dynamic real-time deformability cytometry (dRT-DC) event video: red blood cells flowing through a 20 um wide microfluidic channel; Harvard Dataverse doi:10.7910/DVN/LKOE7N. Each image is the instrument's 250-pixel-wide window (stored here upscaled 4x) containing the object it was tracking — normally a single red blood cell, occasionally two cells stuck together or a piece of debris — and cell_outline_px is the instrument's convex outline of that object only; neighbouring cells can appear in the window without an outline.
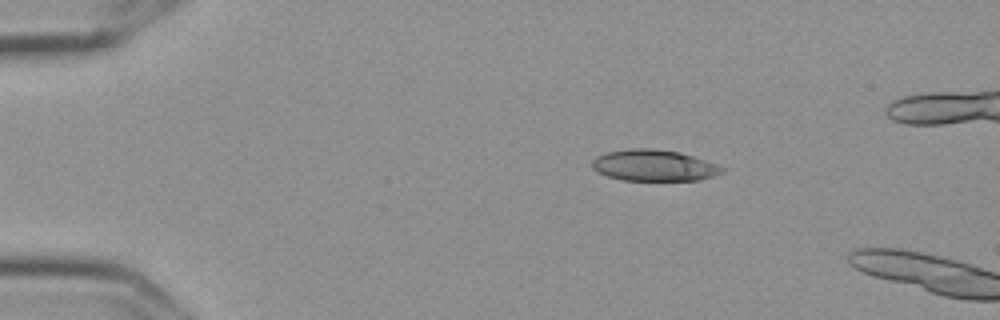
{"species": "Egyptian fruit bat (a non-hibernating species)", "species_latin": "Rousettus aegyptiacus", "temperature_condition": "cold", "stored_images_in_passage": 4, "camera_frame_rate_fps": 3000, "um_per_image_px": 0.085, "frame": {"image": 1, "passage_image": 1, "time_ms": 0.0, "image_size_px": [1000, 320], "cell_outline_px": [[724, 172], [700, 180], [620, 180], [596, 172], [592, 168], [592, 160], [596, 156], [608, 152], [628, 148], [652, 148], [680, 152], [716, 164], [724, 168]], "centroid_in_image_um": [55.55, 14.06], "position_along_channel_um": 29.5, "area_um2": 23.7}}